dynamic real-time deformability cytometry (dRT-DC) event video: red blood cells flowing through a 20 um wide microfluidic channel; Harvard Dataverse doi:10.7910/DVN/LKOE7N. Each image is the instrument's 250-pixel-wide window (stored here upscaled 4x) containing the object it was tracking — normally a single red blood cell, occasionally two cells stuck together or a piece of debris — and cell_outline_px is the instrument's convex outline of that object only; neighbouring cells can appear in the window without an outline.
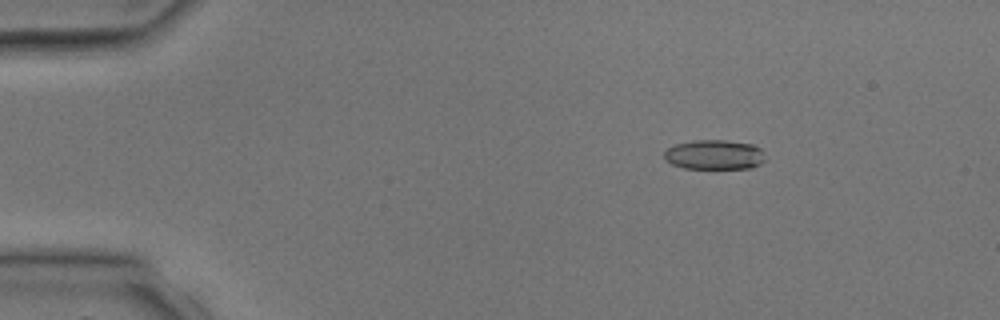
{"species": "common noctule bat (a hibernating species)", "species_latin": "Nyctalus noctula", "temperature_condition": "room temperature", "stored_images_in_passage": 3, "camera_frame_rate_fps": 3000, "um_per_image_px": 0.085, "animal": {"sex": "male", "body_mass_g": 17.9, "forearm_length_mm": 54.2}, "frame": {"image": 1, "passage_image": 2, "time_ms": 1.333, "image_size_px": [1000, 320], "cell_outline_px": [[764, 160], [760, 164], [752, 168], [684, 168], [672, 164], [664, 160], [664, 152], [668, 148], [676, 144], [692, 140], [724, 140], [752, 144], [760, 148], [764, 152]], "centroid_in_image_um": [60.72, 13.15], "position_along_channel_um": 24.3, "area_um2": 17.51}}